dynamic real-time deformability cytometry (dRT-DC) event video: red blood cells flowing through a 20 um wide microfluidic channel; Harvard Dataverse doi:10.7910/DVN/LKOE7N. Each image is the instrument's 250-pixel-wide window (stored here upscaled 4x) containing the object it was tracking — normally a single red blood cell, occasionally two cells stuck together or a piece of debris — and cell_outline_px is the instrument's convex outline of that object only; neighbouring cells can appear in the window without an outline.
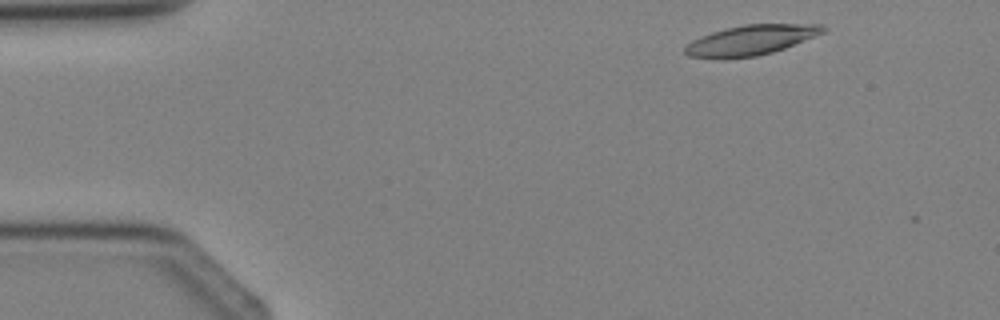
{"species": "Egyptian fruit bat (a non-hibernating species)", "species_latin": "Rousettus aegyptiacus", "temperature_condition": "cold", "stored_images_in_passage": 2, "camera_frame_rate_fps": 3000, "um_per_image_px": 0.085, "animal": {"sex": "female"}, "frame": {"image": 1, "passage_image": 1, "time_ms": 0.0, "image_size_px": [1000, 320], "cell_outline_px": [[828, 28], [824, 32], [784, 48], [772, 52], [756, 56], [688, 56], [684, 52], [684, 48], [692, 40], [700, 36], [712, 32], [744, 24], [824, 24]], "centroid_in_image_um": [63.89, 3.36], "position_along_channel_um": 21.1, "area_um2": 23.29}}